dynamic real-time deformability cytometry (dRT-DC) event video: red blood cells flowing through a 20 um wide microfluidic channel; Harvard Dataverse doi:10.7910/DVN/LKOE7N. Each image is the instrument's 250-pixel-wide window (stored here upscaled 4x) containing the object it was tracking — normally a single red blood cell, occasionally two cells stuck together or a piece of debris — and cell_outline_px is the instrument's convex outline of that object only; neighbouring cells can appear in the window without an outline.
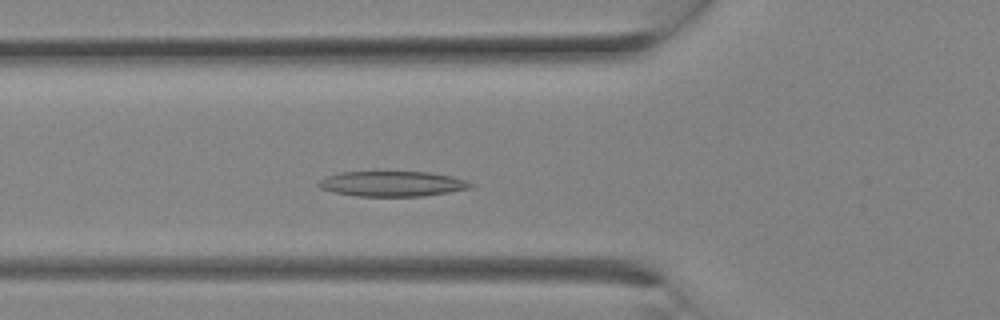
{"species": "Egyptian fruit bat (a non-hibernating species)", "species_latin": "Rousettus aegyptiacus", "temperature_condition": "room temperature", "stored_images_in_passage": 12, "camera_frame_rate_fps": 3000, "um_per_image_px": 0.085, "animal": {"sex": "female"}, "frame": {"image": 1, "passage_image": 7, "time_ms": 2.0, "image_size_px": [1000, 320], "cell_outline_px": [[476, 184], [468, 188], [448, 192], [424, 196], [356, 196], [332, 192], [320, 188], [316, 184], [324, 176], [340, 172], [428, 172], [452, 176]], "centroid_in_image_um": [33.29, 15.62], "position_along_channel_um": 92.5, "area_um2": 22.37}}
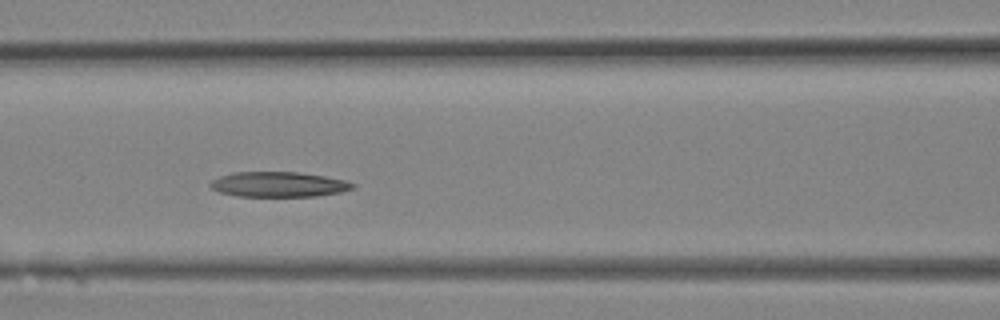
{"frame": {"image": 2, "passage_image": 9, "time_ms": 2.667, "image_size_px": [1000, 320], "cell_outline_px": [[356, 188], [340, 192], [316, 196], [236, 196], [220, 192], [212, 188], [208, 184], [212, 180], [220, 176], [232, 172], [300, 172], [324, 176], [344, 180], [356, 184]], "centroid_in_image_um": [23.69, 15.67], "position_along_channel_um": 142.9, "area_um2": 20.87}}
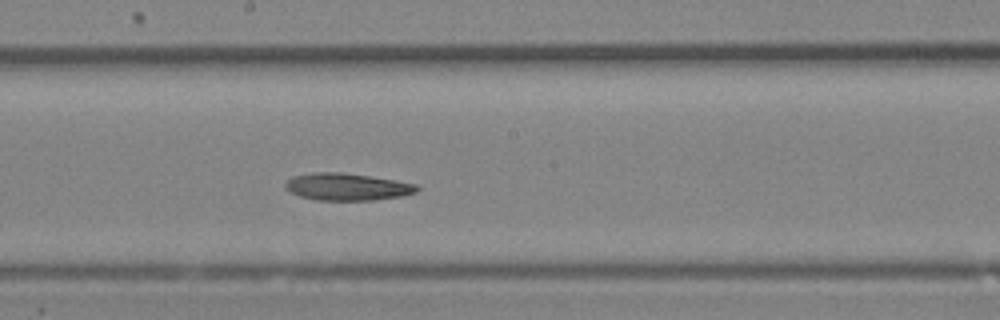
{"frame": {"image": 3, "passage_image": 12, "time_ms": 3.667, "image_size_px": [1000, 320], "cell_outline_px": [[420, 188], [416, 192], [400, 196], [372, 200], [316, 200], [300, 196], [284, 188], [284, 184], [292, 176], [312, 172], [340, 172], [372, 176], [420, 184]], "centroid_in_image_um": [29.52, 15.87], "position_along_channel_um": 218.7, "area_um2": 20.98}}